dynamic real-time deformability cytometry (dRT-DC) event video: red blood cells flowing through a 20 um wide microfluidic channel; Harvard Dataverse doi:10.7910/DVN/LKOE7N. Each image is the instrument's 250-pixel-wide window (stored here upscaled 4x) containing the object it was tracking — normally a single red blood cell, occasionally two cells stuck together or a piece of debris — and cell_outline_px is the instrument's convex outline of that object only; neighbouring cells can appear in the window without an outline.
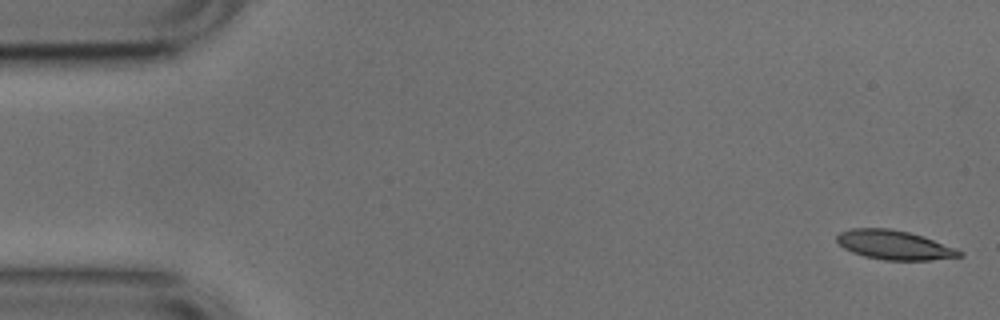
{"species": "common noctule bat (a hibernating species)", "species_latin": "Nyctalus noctula", "temperature_condition": "cold", "stored_images_in_passage": 14, "camera_frame_rate_fps": 3000, "um_per_image_px": 0.085, "animal": {"sex": "male", "body_mass_g": 17.9, "forearm_length_mm": 54.2}, "frame": {"image": 1, "passage_image": 1, "time_ms": 0.0, "image_size_px": [1000, 320], "cell_outline_px": [[964, 256], [928, 260], [884, 260], [864, 256], [852, 252], [844, 248], [836, 240], [836, 236], [840, 232], [852, 228], [888, 228], [908, 232], [924, 236], [956, 248], [964, 252]], "centroid_in_image_um": [76.03, 20.82], "position_along_channel_um": 9.0, "area_um2": 20.92}}
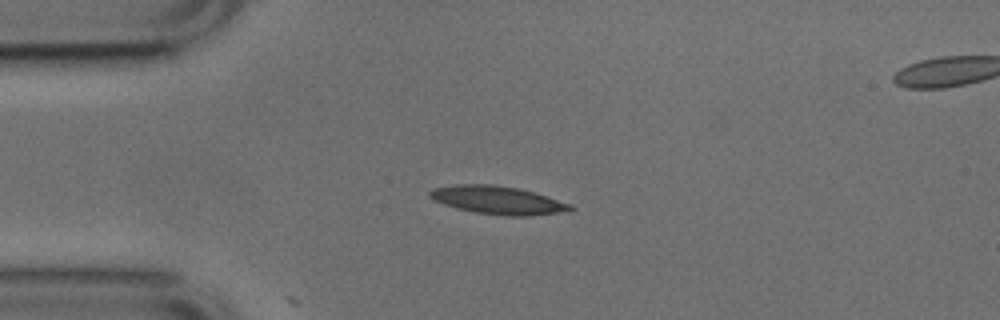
{"frame": {"image": 2, "passage_image": 12, "time_ms": 3.667, "image_size_px": [1000, 320], "cell_outline_px": [[576, 208], [556, 212], [528, 216], [508, 216], [476, 212], [456, 208], [432, 200], [428, 196], [428, 192], [432, 188], [456, 184], [492, 184], [516, 188], [532, 192], [572, 204]], "centroid_in_image_um": [42.23, 17.0], "position_along_channel_um": 42.8, "area_um2": 22.77}}